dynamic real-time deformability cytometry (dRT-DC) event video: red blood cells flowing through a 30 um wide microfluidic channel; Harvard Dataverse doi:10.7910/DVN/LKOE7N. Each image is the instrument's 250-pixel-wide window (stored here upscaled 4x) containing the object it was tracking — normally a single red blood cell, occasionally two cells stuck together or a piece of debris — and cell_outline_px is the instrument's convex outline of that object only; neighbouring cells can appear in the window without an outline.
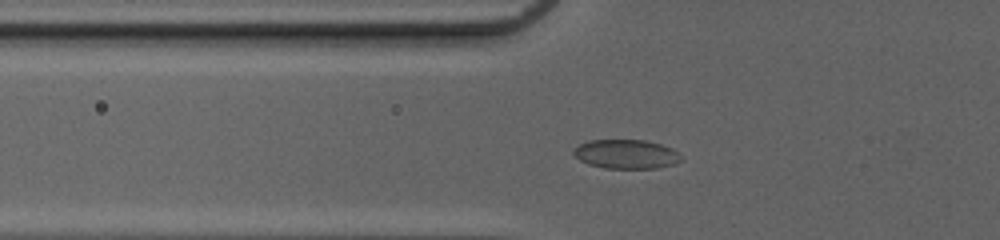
{"species": "common noctule bat (a hibernating species)", "species_latin": "Nyctalus noctula", "temperature_condition": "cold", "stored_images_in_passage": 47, "camera_frame_rate_fps": 3000, "um_per_image_px": 0.085, "animal": {"sex": "female", "body_mass_g": 20.0, "forearm_length_mm": 54.0}, "frame": {"image": 1, "passage_image": 15, "time_ms": 4.667, "image_size_px": [1000, 240], "cell_outline_px": [[684, 160], [672, 164], [656, 168], [604, 168], [588, 164], [580, 160], [572, 152], [572, 148], [588, 140], [644, 140], [660, 144], [672, 148]], "centroid_in_image_um": [53.19, 13.1], "position_along_channel_um": 72.6, "area_um2": 18.21}}
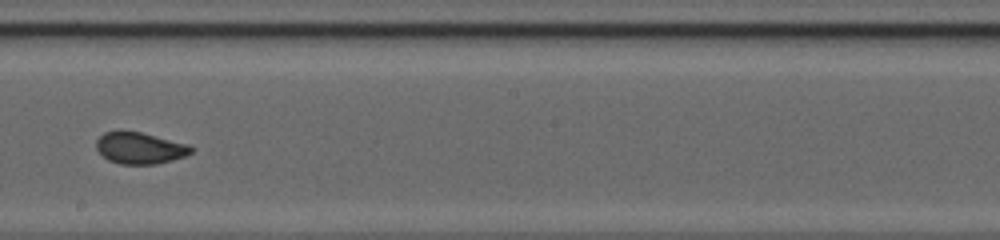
{"frame": {"image": 2, "passage_image": 27, "time_ms": 8.667, "image_size_px": [1000, 240], "cell_outline_px": [[196, 148], [192, 152], [184, 156], [172, 160], [156, 164], [120, 164], [108, 160], [96, 148], [96, 140], [104, 132], [120, 128], [140, 132], [188, 144]], "centroid_in_image_um": [11.86, 12.55], "position_along_channel_um": 236.3, "area_um2": 17.74}}
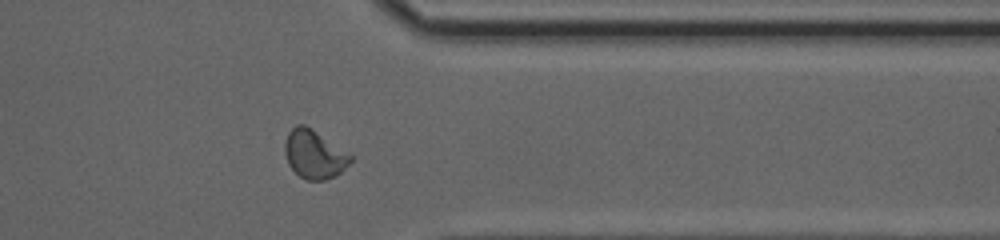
{"frame": {"image": 3, "passage_image": 38, "time_ms": 12.333, "image_size_px": [1000, 240], "cell_outline_px": [[352, 160], [336, 176], [324, 180], [304, 180], [288, 164], [284, 152], [284, 144], [288, 132], [296, 124], [304, 124], [352, 156]], "centroid_in_image_um": [26.66, 13.13], "position_along_channel_um": 384.7, "area_um2": 18.21}, "authors_computed_cell_mechanics": {"area_um2": 18.207, "velocity_mm_per_s": 4.1282, "shape_relaxation_time_tau1_ms": 4.7124, "shape_relaxation_time_tau2_ms": null, "deformation_change_tau1": 0.1183, "deformation_change_tau2": null}}